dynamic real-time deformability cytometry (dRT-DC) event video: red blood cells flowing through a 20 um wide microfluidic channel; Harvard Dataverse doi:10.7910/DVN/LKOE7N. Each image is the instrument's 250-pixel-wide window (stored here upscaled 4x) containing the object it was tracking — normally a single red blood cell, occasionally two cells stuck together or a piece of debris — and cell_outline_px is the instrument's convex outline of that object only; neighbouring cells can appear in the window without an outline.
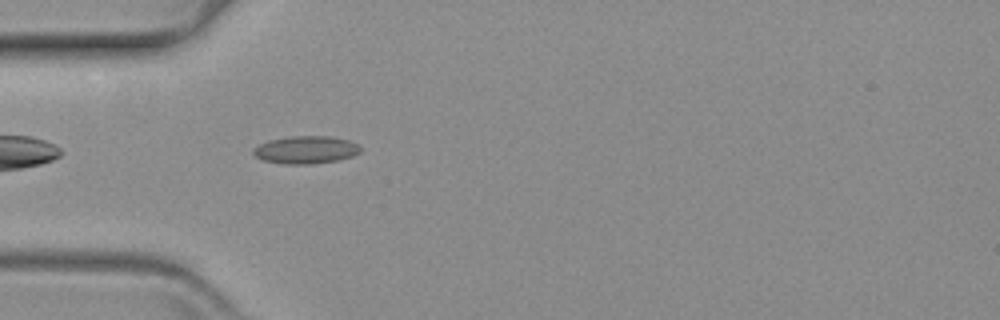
{"species": "common noctule bat (a hibernating species)", "species_latin": "Nyctalus noctula", "temperature_condition": "warm", "stored_images_in_passage": 44, "camera_frame_rate_fps": 3000, "um_per_image_px": 0.085, "animal": {"sex": "female", "body_mass_g": 19.3, "forearm_length_mm": 54.1}, "frame": {"image": 1, "passage_image": 4, "time_ms": 1.0, "image_size_px": [1000, 320], "cell_outline_px": [[360, 152], [352, 156], [336, 160], [308, 164], [284, 164], [264, 160], [256, 156], [252, 152], [252, 148], [268, 140], [288, 136], [332, 136], [348, 140], [356, 144], [360, 148]], "centroid_in_image_um": [25.96, 12.72], "position_along_channel_um": 59.0, "area_um2": 17.17}}
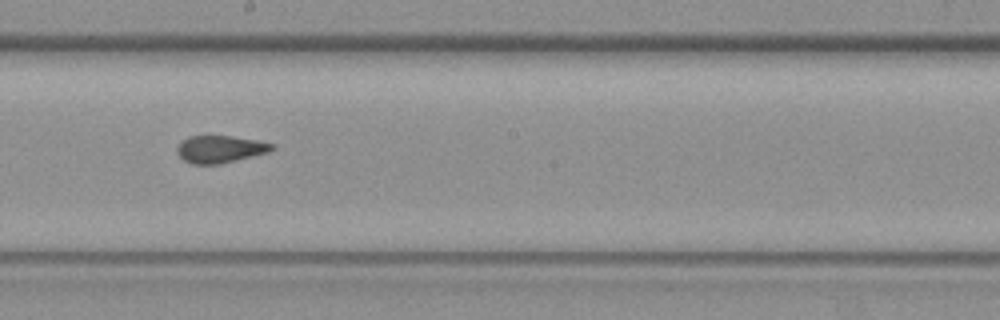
{"frame": {"image": 2, "passage_image": 19, "time_ms": 6.0, "image_size_px": [1000, 320], "cell_outline_px": [[276, 148], [268, 152], [220, 164], [192, 164], [184, 160], [180, 156], [176, 148], [184, 140], [192, 136], [232, 136], [256, 140], [276, 144]], "centroid_in_image_um": [18.76, 12.68], "position_along_channel_um": 229.4, "area_um2": 14.91}}
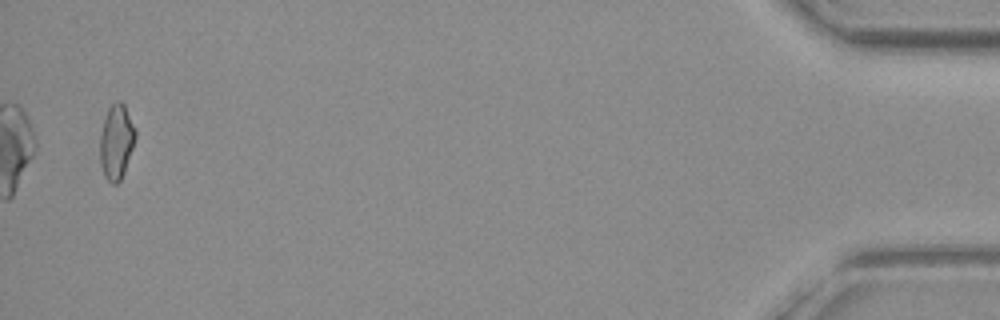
{"frame": {"image": 3, "passage_image": 44, "time_ms": 14.333, "image_size_px": [1000, 320], "cell_outline_px": [[136, 136], [124, 172], [120, 180], [116, 184], [112, 184], [104, 176], [100, 164], [100, 136], [104, 120], [108, 108], [116, 100], [120, 100], [124, 104], [136, 128]], "centroid_in_image_um": [9.89, 12.03], "position_along_channel_um": 425.3, "area_um2": 15.43}}